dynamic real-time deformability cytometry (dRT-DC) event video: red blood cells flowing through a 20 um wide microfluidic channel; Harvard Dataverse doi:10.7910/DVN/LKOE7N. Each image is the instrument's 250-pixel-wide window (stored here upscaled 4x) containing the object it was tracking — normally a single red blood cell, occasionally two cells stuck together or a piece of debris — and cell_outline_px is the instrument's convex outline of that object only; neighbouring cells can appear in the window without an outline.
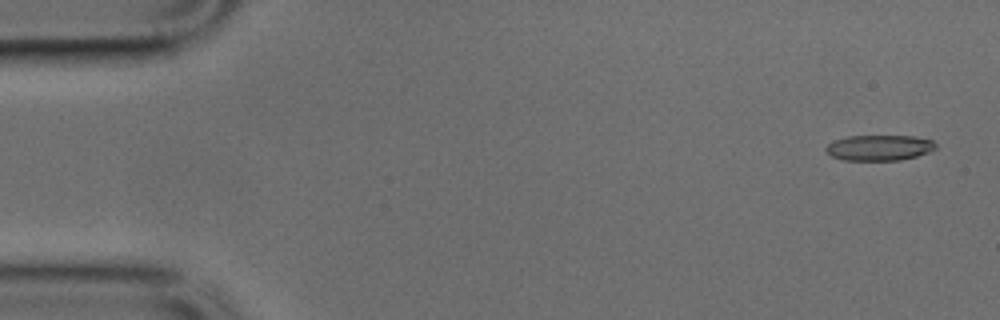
{"species": "common noctule bat (a hibernating species)", "species_latin": "Nyctalus noctula", "temperature_condition": "cold", "stored_images_in_passage": 9, "camera_frame_rate_fps": 3000, "um_per_image_px": 0.085, "animal": {"sex": "male", "body_mass_g": 17.9, "forearm_length_mm": 54.2}, "frame": {"image": 1, "passage_image": 2, "time_ms": 0.333, "image_size_px": [1000, 320], "cell_outline_px": [[936, 148], [928, 152], [916, 156], [900, 160], [844, 160], [832, 156], [824, 148], [832, 140], [848, 136], [912, 136], [932, 140], [936, 144]], "centroid_in_image_um": [74.72, 12.55], "position_along_channel_um": 10.3, "area_um2": 16.3}}